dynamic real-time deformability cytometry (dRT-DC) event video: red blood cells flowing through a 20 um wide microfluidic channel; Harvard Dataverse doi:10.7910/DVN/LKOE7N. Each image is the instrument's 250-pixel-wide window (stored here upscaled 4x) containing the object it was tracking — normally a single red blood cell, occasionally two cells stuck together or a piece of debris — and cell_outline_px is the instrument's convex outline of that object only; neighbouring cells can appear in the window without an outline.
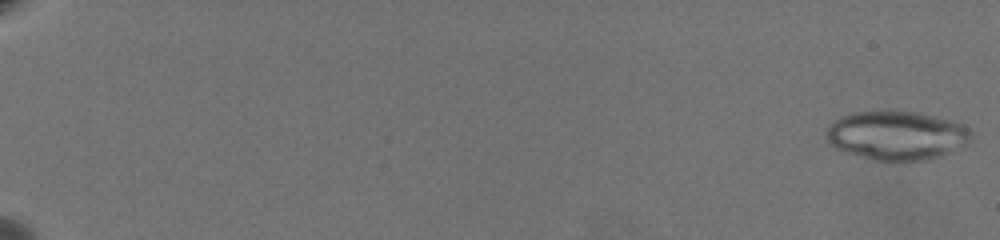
{"species": "common noctule bat (a hibernating species)", "species_latin": "Nyctalus noctula", "temperature_condition": "warm", "stored_images_in_passage": 65, "camera_frame_rate_fps": 3000, "um_per_image_px": 0.085, "animal": {"sex": "female", "body_mass_g": 19.5, "forearm_length_mm": 54.1}, "frame": {"image": 1, "passage_image": 1, "time_ms": 0.0, "image_size_px": [1000, 240], "cell_outline_px": [[976, 136], [972, 140], [940, 156], [924, 160], [896, 164], [892, 164], [872, 160], [844, 152], [828, 144], [828, 124], [832, 120], [840, 116], [852, 112], [916, 112], [952, 120], [964, 124]], "centroid_in_image_um": [76.21, 11.55], "position_along_channel_um": 8.8, "area_um2": 42.02}}
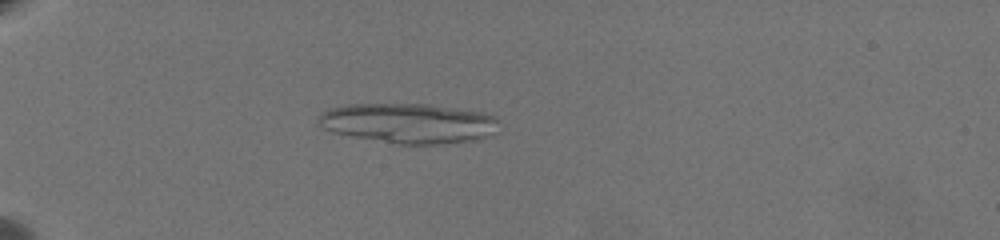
{"frame": {"image": 2, "passage_image": 22, "time_ms": 7.0, "image_size_px": [1000, 240], "cell_outline_px": [[500, 132], [492, 136], [476, 140], [436, 144], [396, 144], [352, 136], [332, 132], [324, 128], [316, 120], [316, 116], [332, 108], [348, 104], [428, 104], [480, 112], [496, 116], [500, 120]], "centroid_in_image_um": [34.81, 10.48], "position_along_channel_um": 50.2, "area_um2": 42.43}}